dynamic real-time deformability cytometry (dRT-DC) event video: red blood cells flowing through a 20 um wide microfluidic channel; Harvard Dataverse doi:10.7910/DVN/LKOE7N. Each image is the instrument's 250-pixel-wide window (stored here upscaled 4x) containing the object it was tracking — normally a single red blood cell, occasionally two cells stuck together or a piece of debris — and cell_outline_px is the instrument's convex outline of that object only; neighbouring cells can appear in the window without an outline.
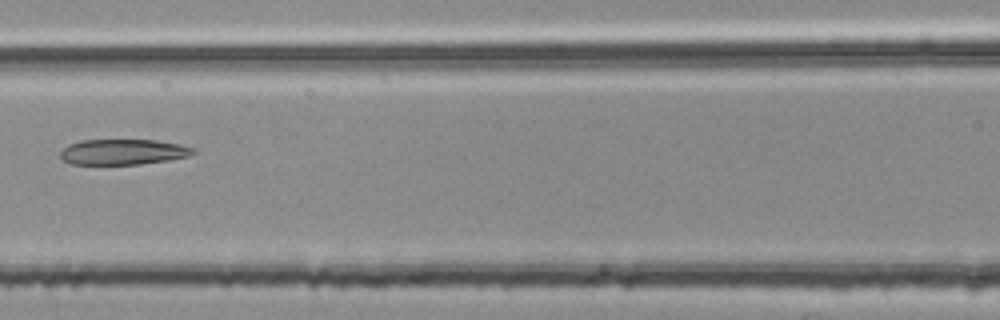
{"species": "common noctule bat (a hibernating species)", "species_latin": "Nyctalus noctula", "temperature_condition": "room temperature", "stored_images_in_passage": 4, "camera_frame_rate_fps": 3000, "um_per_image_px": 0.085, "animal": {"sex": "female", "body_mass_g": 25.1}, "frame": {"image": 1, "passage_image": 4, "time_ms": 1.0, "image_size_px": [1000, 320], "cell_outline_px": [[196, 152], [188, 156], [168, 160], [140, 164], [72, 164], [64, 160], [60, 156], [60, 152], [68, 144], [80, 140], [156, 140], [180, 144], [196, 148]], "centroid_in_image_um": [10.48, 12.9], "position_along_channel_um": 156.1, "area_um2": 19.77}}